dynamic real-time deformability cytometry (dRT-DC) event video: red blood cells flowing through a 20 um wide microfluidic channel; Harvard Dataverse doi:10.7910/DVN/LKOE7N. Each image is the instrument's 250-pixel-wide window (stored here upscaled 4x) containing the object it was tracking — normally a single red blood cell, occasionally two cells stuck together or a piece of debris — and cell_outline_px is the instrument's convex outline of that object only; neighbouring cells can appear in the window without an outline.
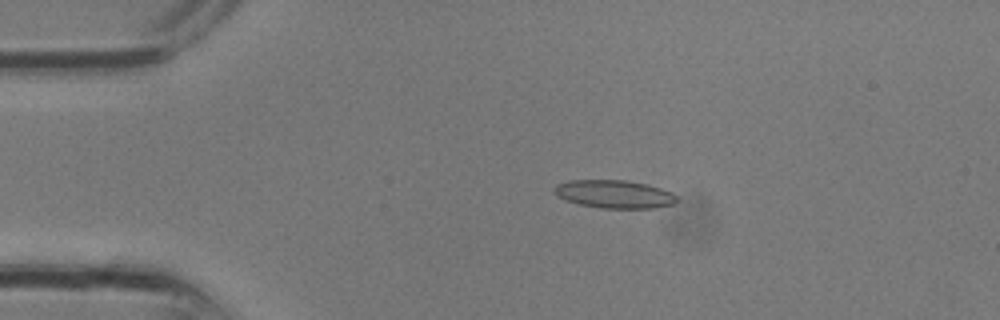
{"species": "common noctule bat (a hibernating species)", "species_latin": "Nyctalus noctula", "temperature_condition": "room temperature", "stored_images_in_passage": 5, "camera_frame_rate_fps": 3000, "um_per_image_px": 0.085, "animal": {"sex": "male", "body_mass_g": 13.3}, "frame": {"image": 1, "passage_image": 2, "time_ms": 0.333, "image_size_px": [1000, 320], "cell_outline_px": [[680, 200], [676, 204], [652, 208], [600, 208], [580, 204], [564, 200], [556, 196], [552, 192], [552, 188], [556, 184], [568, 180], [628, 180], [660, 188], [672, 192]], "centroid_in_image_um": [52.19, 16.5], "position_along_channel_um": 32.8, "area_um2": 20.35}}